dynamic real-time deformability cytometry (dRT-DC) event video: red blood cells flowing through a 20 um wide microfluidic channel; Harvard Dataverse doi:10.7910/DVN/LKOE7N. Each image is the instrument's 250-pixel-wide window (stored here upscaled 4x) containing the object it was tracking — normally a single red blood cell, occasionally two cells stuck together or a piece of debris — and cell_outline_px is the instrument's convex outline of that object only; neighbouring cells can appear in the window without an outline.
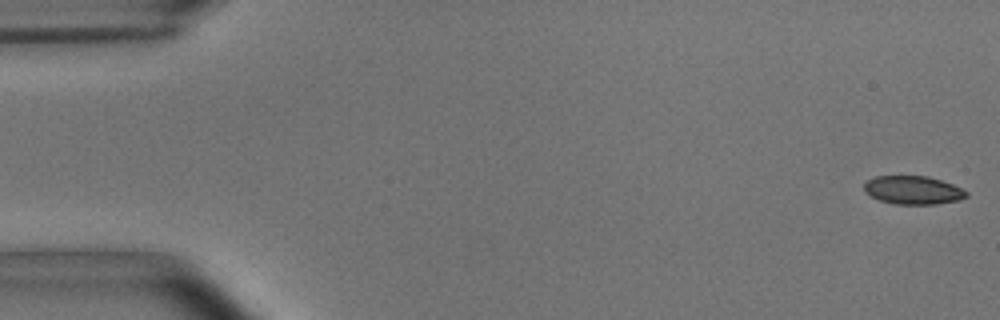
{"species": "common noctule bat (a hibernating species)", "species_latin": "Nyctalus noctula", "temperature_condition": "room temperature", "stored_images_in_passage": 54, "camera_frame_rate_fps": 3000, "um_per_image_px": 0.085, "animal": {"sex": "male", "body_mass_g": 15.6}, "frame": {"image": 1, "passage_image": 1, "time_ms": 0.0, "image_size_px": [1000, 320], "cell_outline_px": [[968, 196], [960, 200], [936, 204], [896, 204], [880, 200], [864, 192], [864, 184], [868, 180], [876, 176], [928, 176], [952, 184], [968, 192]], "centroid_in_image_um": [77.62, 16.16], "position_along_channel_um": 7.4, "area_um2": 16.82}}
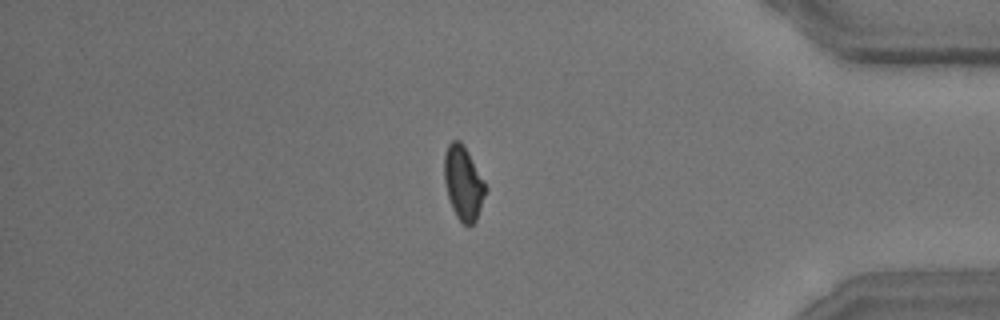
{"frame": {"image": 2, "passage_image": 46, "time_ms": 15.0, "image_size_px": [1000, 320], "cell_outline_px": [[488, 188], [476, 220], [472, 224], [464, 224], [456, 216], [452, 208], [448, 196], [444, 180], [444, 152], [448, 144], [452, 140], [460, 140], [468, 152]], "centroid_in_image_um": [39.38, 15.54], "position_along_channel_um": 395.8, "area_um2": 17.69}}
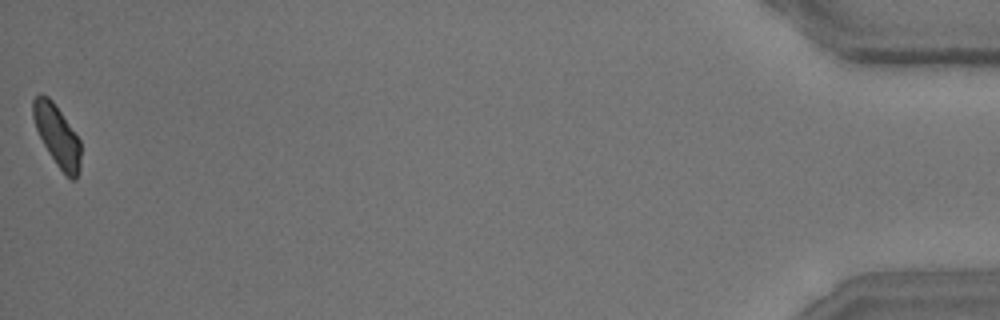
{"frame": {"image": 3, "passage_image": 54, "time_ms": 17.667, "image_size_px": [1000, 320], "cell_outline_px": [[80, 172], [76, 180], [72, 180], [56, 164], [48, 152], [36, 128], [32, 116], [32, 100], [40, 92], [48, 96], [52, 100], [80, 140]], "centroid_in_image_um": [4.85, 11.51], "position_along_channel_um": 430.4, "area_um2": 16.88}, "authors_computed_cell_mechanics": {"area_um2": 17.8313, "velocity_mm_per_s": 3.6863, "shape_relaxation_time_tau1_ms": 4.5155, "shape_relaxation_time_tau2_ms": 2.4535, "deformation_change_tau1": 0.1061, "deformation_change_tau2": 0.0462}}